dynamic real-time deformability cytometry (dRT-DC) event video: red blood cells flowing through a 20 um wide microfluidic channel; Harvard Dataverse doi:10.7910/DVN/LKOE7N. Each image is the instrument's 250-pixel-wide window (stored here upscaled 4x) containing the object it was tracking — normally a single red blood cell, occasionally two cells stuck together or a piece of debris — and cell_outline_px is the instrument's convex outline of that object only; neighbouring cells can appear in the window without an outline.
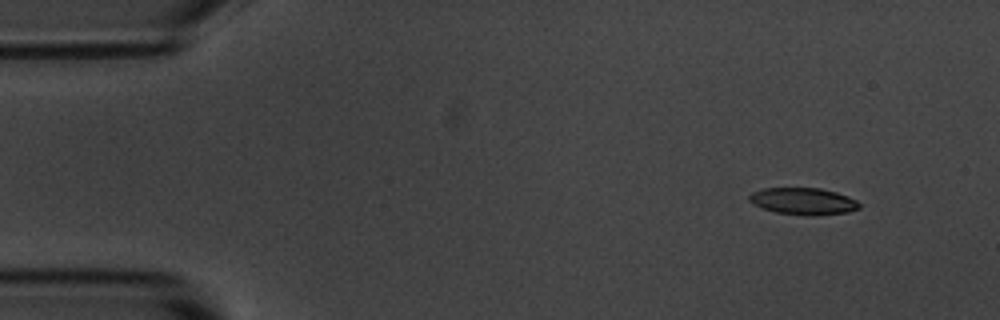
{"species": "common noctule bat (a hibernating species)", "species_latin": "Nyctalus noctula", "temperature_condition": "room temperature", "stored_images_in_passage": 4, "camera_frame_rate_fps": 3000, "um_per_image_px": 0.085, "animal": {"sex": "male", "body_mass_g": 20.1, "forearm_length_mm": 53.5}, "frame": {"image": 1, "passage_image": 1, "time_ms": 0.0, "image_size_px": [1000, 320], "cell_outline_px": [[860, 208], [848, 212], [816, 216], [808, 216], [776, 212], [752, 204], [748, 200], [748, 196], [752, 192], [764, 188], [820, 188], [836, 192], [848, 196], [856, 200], [860, 204]], "centroid_in_image_um": [68.28, 17.11], "position_along_channel_um": 16.7, "area_um2": 17.34}}
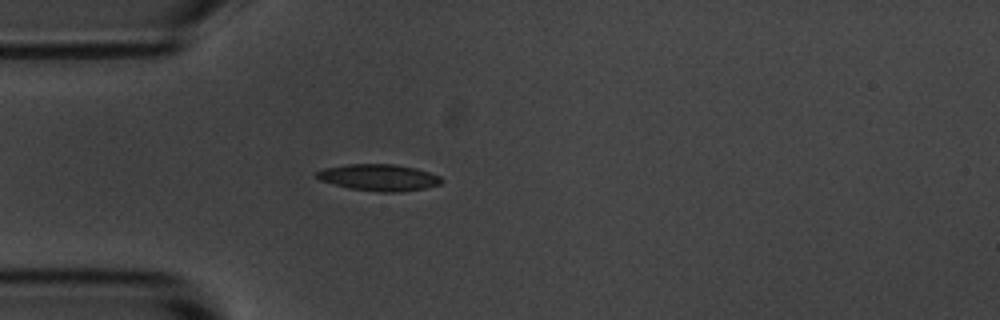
{"frame": {"image": 2, "passage_image": 4, "time_ms": 3.333, "image_size_px": [1000, 320], "cell_outline_px": [[444, 180], [440, 184], [424, 188], [400, 192], [380, 192], [348, 188], [320, 180], [316, 176], [316, 172], [324, 168], [348, 164], [392, 164], [416, 168], [440, 176]], "centroid_in_image_um": [32.21, 15.09], "position_along_channel_um": 52.8, "area_um2": 19.25}}